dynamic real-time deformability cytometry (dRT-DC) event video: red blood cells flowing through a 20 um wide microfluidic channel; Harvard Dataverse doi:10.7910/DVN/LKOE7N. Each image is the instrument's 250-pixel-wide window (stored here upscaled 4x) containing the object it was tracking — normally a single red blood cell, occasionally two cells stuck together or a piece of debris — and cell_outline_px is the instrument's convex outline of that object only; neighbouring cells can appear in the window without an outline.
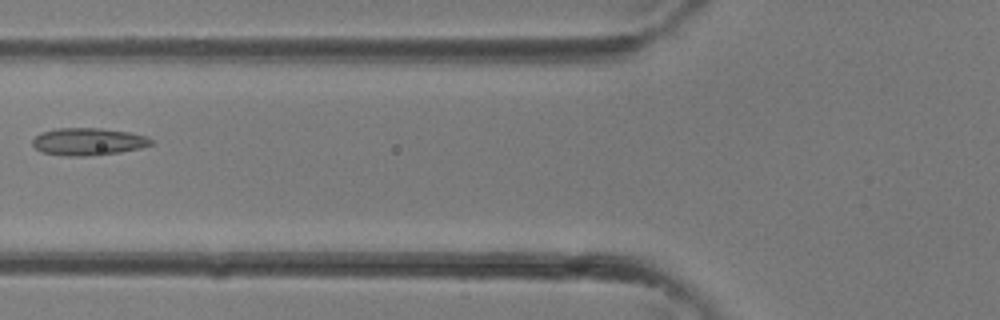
{"species": "common noctule bat (a hibernating species)", "species_latin": "Nyctalus noctula", "temperature_condition": "room temperature", "stored_images_in_passage": 24, "camera_frame_rate_fps": 3000, "um_per_image_px": 0.085, "animal": {"sex": "female"}, "frame": {"image": 1, "passage_image": 6, "time_ms": 1.667, "image_size_px": [1000, 320], "cell_outline_px": [[152, 144], [140, 148], [120, 152], [84, 156], [64, 156], [44, 152], [36, 148], [32, 144], [32, 140], [40, 132], [56, 128], [100, 128], [132, 132], [148, 136], [152, 140]], "centroid_in_image_um": [7.51, 12.02], "position_along_channel_um": 118.3, "area_um2": 18.96}}
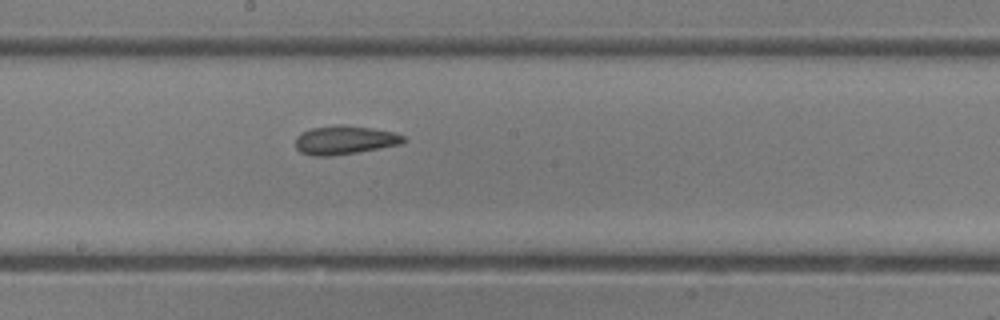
{"frame": {"image": 2, "passage_image": 11, "time_ms": 3.333, "image_size_px": [1000, 320], "cell_outline_px": [[408, 140], [404, 144], [332, 156], [312, 156], [300, 152], [296, 148], [296, 136], [300, 132], [312, 128], [336, 124], [344, 124], [372, 128], [392, 132], [404, 136]], "centroid_in_image_um": [29.3, 11.9], "position_along_channel_um": 218.9, "area_um2": 18.32}}
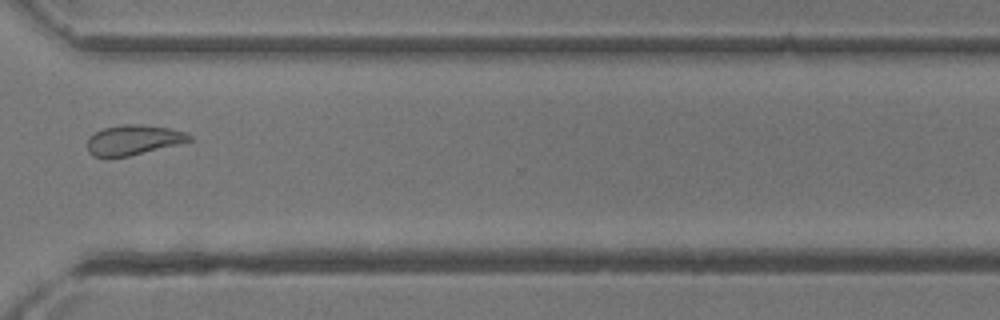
{"frame": {"image": 3, "passage_image": 18, "time_ms": 5.667, "image_size_px": [1000, 320], "cell_outline_px": [[192, 140], [180, 144], [128, 156], [108, 160], [92, 156], [88, 152], [88, 136], [104, 128], [124, 124], [140, 124], [168, 128], [184, 132], [192, 136]], "centroid_in_image_um": [11.29, 11.93], "position_along_channel_um": 359.3, "area_um2": 18.15}}